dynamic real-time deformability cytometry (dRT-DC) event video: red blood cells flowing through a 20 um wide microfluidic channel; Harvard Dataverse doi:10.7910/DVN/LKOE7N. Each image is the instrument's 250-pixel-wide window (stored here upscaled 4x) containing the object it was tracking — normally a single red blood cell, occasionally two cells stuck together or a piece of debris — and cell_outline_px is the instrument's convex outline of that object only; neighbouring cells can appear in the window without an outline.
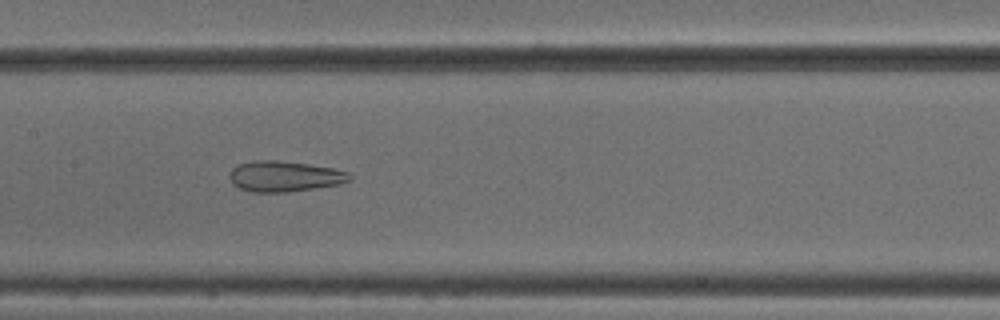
{"species": "common noctule bat (a hibernating species)", "species_latin": "Nyctalus noctula", "temperature_condition": "cold", "stored_images_in_passage": 48, "camera_frame_rate_fps": 3000, "um_per_image_px": 0.085, "animal": {"sex": "male", "body_mass_g": 18.8}, "frame": {"image": 1, "passage_image": 25, "time_ms": 8.0, "image_size_px": [1000, 320], "cell_outline_px": [[352, 180], [340, 184], [316, 188], [284, 192], [252, 192], [240, 188], [232, 184], [228, 176], [232, 168], [240, 164], [256, 160], [276, 160], [308, 164], [332, 168], [348, 172], [352, 176]], "centroid_in_image_um": [24.18, 14.99], "position_along_channel_um": 183.2, "area_um2": 21.44}}
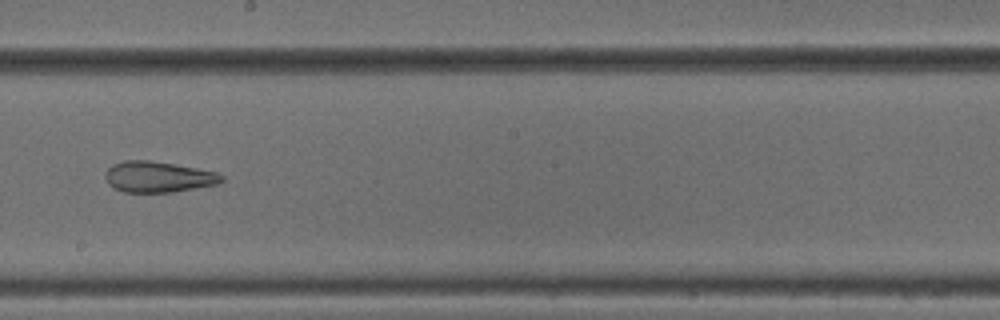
{"frame": {"image": 2, "passage_image": 29, "time_ms": 9.333, "image_size_px": [1000, 320], "cell_outline_px": [[224, 180], [216, 184], [172, 192], [124, 192], [108, 184], [104, 176], [108, 168], [112, 164], [124, 160], [148, 160], [196, 168], [216, 172], [224, 176]], "centroid_in_image_um": [13.42, 15.03], "position_along_channel_um": 234.8, "area_um2": 20.75}}
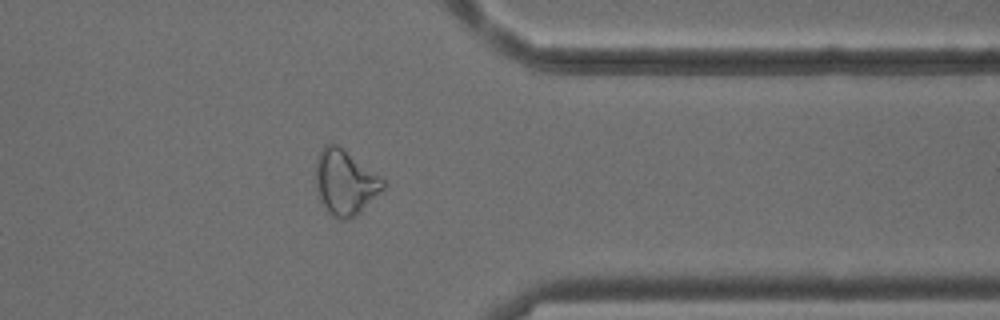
{"frame": {"image": 3, "passage_image": 41, "time_ms": 13.333, "image_size_px": [1000, 320], "cell_outline_px": [[384, 188], [356, 216], [348, 220], [340, 220], [332, 216], [328, 212], [320, 200], [316, 188], [316, 164], [320, 152], [324, 144], [336, 144], [384, 176]], "centroid_in_image_um": [29.36, 15.51], "position_along_channel_um": 382.0, "area_um2": 25.66}}